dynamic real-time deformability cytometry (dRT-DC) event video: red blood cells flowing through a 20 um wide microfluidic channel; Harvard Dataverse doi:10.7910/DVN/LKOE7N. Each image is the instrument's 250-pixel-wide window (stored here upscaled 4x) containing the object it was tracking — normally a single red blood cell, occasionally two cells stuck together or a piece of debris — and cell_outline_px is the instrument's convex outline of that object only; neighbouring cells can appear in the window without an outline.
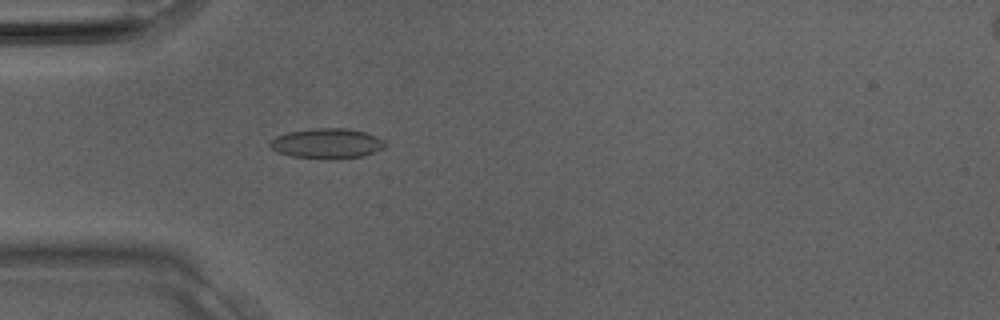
{"species": "Egyptian fruit bat (a non-hibernating species)", "species_latin": "Rousettus aegyptiacus", "temperature_condition": "room temperature", "stored_images_in_passage": 12, "camera_frame_rate_fps": 3000, "um_per_image_px": 0.085, "animal": {"sex": "male"}, "frame": {"image": 1, "passage_image": 4, "time_ms": 1.0, "image_size_px": [1000, 320], "cell_outline_px": [[388, 144], [384, 148], [364, 156], [292, 156], [276, 152], [268, 144], [276, 136], [288, 132], [316, 128], [348, 128], [364, 132], [376, 136], [384, 140]], "centroid_in_image_um": [27.81, 12.14], "position_along_channel_um": 57.2, "area_um2": 19.36}}
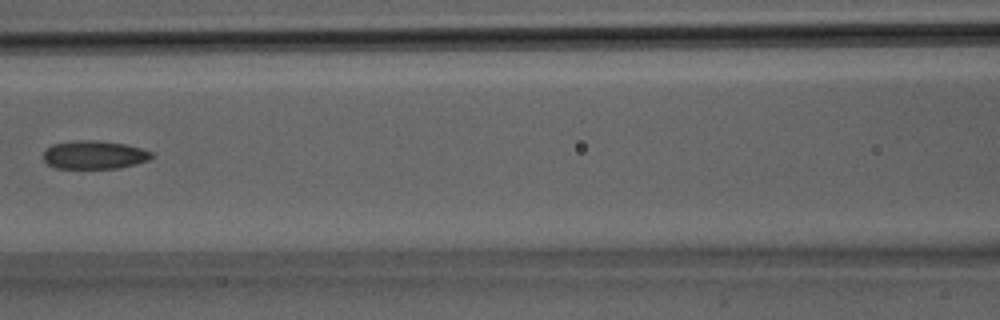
{"frame": {"image": 2, "passage_image": 9, "time_ms": 2.667, "image_size_px": [1000, 320], "cell_outline_px": [[152, 156], [148, 160], [136, 164], [116, 168], [56, 168], [48, 164], [44, 160], [44, 148], [52, 144], [72, 140], [100, 140], [128, 144], [152, 152]], "centroid_in_image_um": [7.98, 13.14], "position_along_channel_um": 158.6, "area_um2": 18.03}}